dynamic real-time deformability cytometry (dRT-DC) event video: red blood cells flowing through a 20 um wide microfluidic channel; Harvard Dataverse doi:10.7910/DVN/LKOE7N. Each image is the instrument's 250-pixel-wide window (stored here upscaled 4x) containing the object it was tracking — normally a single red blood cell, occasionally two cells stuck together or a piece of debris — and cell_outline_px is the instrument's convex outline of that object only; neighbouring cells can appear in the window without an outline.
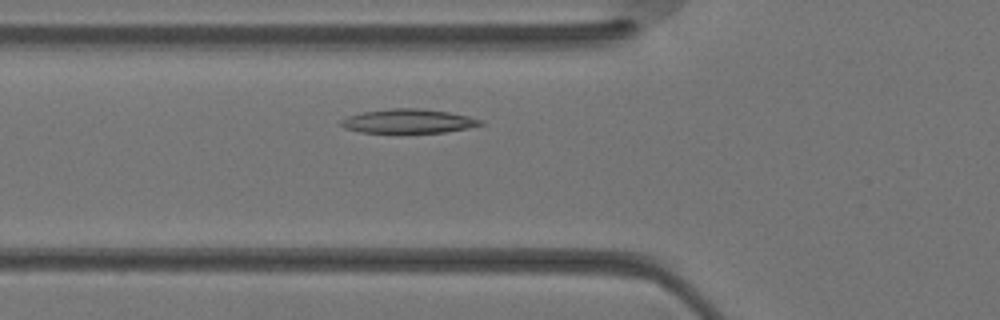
{"species": "Egyptian fruit bat (a non-hibernating species)", "species_latin": "Rousettus aegyptiacus", "temperature_condition": "warm", "stored_images_in_passage": 28, "camera_frame_rate_fps": 3000, "um_per_image_px": 0.085, "animal": {"sex": "female"}, "frame": {"image": 1, "passage_image": 6, "time_ms": 1.667, "image_size_px": [1000, 320], "cell_outline_px": [[480, 124], [464, 128], [444, 132], [364, 132], [348, 128], [340, 124], [344, 120], [352, 116], [364, 112], [396, 108], [404, 108], [448, 112], [480, 120]], "centroid_in_image_um": [34.69, 10.3], "position_along_channel_um": 91.1, "area_um2": 18.26}}
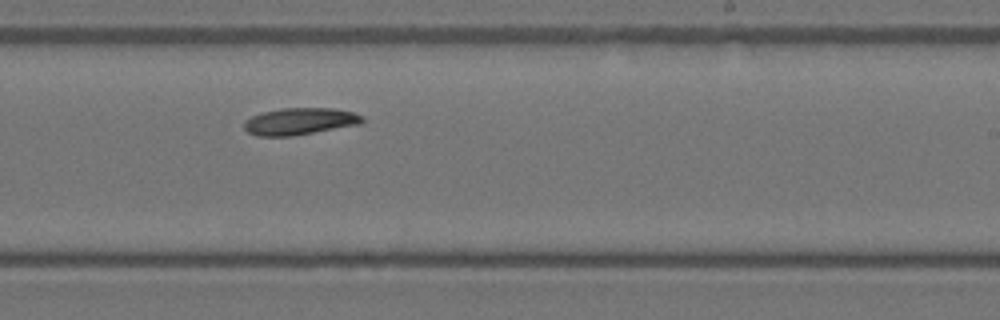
{"frame": {"image": 2, "passage_image": 15, "time_ms": 4.667, "image_size_px": [1000, 320], "cell_outline_px": [[364, 120], [356, 124], [312, 132], [288, 136], [260, 136], [248, 132], [244, 128], [244, 124], [252, 116], [264, 112], [284, 108], [328, 108], [352, 112], [360, 116]], "centroid_in_image_um": [25.42, 10.31], "position_along_channel_um": 263.6, "area_um2": 17.74}}
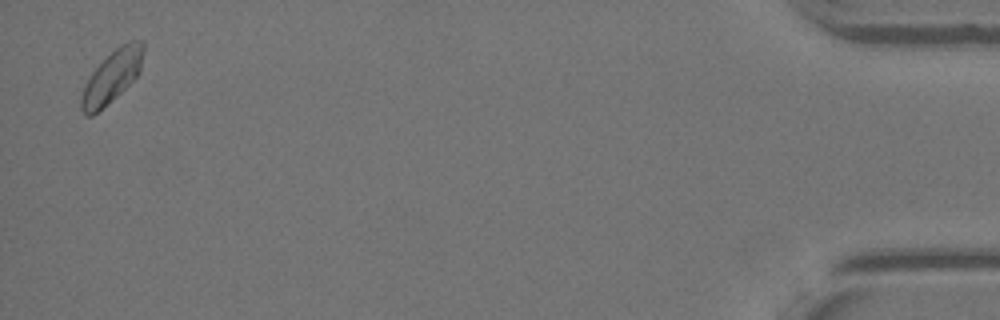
{"frame": {"image": 3, "passage_image": 28, "time_ms": 9.0, "image_size_px": [1000, 320], "cell_outline_px": [[144, 48], [140, 68], [136, 76], [120, 92], [92, 116], [88, 116], [80, 108], [80, 100], [84, 88], [92, 72], [116, 48], [124, 44], [140, 40], [144, 44]], "centroid_in_image_um": [9.5, 6.52], "position_along_channel_um": 425.7, "area_um2": 17.86}}